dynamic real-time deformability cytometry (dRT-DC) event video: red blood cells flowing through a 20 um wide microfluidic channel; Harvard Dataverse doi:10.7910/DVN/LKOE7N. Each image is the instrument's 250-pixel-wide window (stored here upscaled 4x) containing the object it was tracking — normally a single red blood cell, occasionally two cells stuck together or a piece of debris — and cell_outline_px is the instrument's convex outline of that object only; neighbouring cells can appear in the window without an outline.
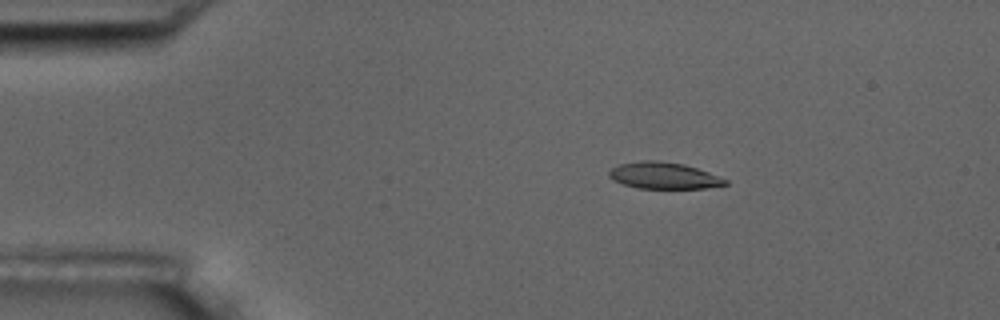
{"species": "common noctule bat (a hibernating species)", "species_latin": "Nyctalus noctula", "temperature_condition": "room temperature", "stored_images_in_passage": 5, "camera_frame_rate_fps": 3000, "um_per_image_px": 0.085, "animal": {"sex": "male", "body_mass_g": 17.5, "forearm_length_mm": 52.3}, "frame": {"image": 1, "passage_image": 3, "time_ms": 2.333, "image_size_px": [1000, 320], "cell_outline_px": [[728, 184], [704, 188], [636, 188], [612, 180], [608, 176], [608, 172], [612, 168], [620, 164], [640, 160], [660, 160], [684, 164], [708, 172], [728, 180]], "centroid_in_image_um": [56.39, 14.92], "position_along_channel_um": 28.6, "area_um2": 17.98}}